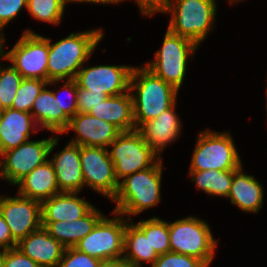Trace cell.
<instances>
[{"instance_id": "obj_1", "label": "cell", "mask_w": 267, "mask_h": 267, "mask_svg": "<svg viewBox=\"0 0 267 267\" xmlns=\"http://www.w3.org/2000/svg\"><path fill=\"white\" fill-rule=\"evenodd\" d=\"M102 28L70 33L54 44L48 38L47 81L75 79L104 37Z\"/></svg>"}, {"instance_id": "obj_2", "label": "cell", "mask_w": 267, "mask_h": 267, "mask_svg": "<svg viewBox=\"0 0 267 267\" xmlns=\"http://www.w3.org/2000/svg\"><path fill=\"white\" fill-rule=\"evenodd\" d=\"M129 91L133 101L136 130L171 108L177 102L179 92L144 65L133 67ZM132 91H135V94Z\"/></svg>"}, {"instance_id": "obj_3", "label": "cell", "mask_w": 267, "mask_h": 267, "mask_svg": "<svg viewBox=\"0 0 267 267\" xmlns=\"http://www.w3.org/2000/svg\"><path fill=\"white\" fill-rule=\"evenodd\" d=\"M163 160L160 158L152 167L126 176L119 182L113 202V211L123 216H136L153 208L161 201Z\"/></svg>"}, {"instance_id": "obj_4", "label": "cell", "mask_w": 267, "mask_h": 267, "mask_svg": "<svg viewBox=\"0 0 267 267\" xmlns=\"http://www.w3.org/2000/svg\"><path fill=\"white\" fill-rule=\"evenodd\" d=\"M216 0H167L163 14H171L168 29L200 45L213 30Z\"/></svg>"}, {"instance_id": "obj_5", "label": "cell", "mask_w": 267, "mask_h": 267, "mask_svg": "<svg viewBox=\"0 0 267 267\" xmlns=\"http://www.w3.org/2000/svg\"><path fill=\"white\" fill-rule=\"evenodd\" d=\"M169 235L171 252L198 258L210 266L218 241L206 221L193 216L176 220L169 223Z\"/></svg>"}, {"instance_id": "obj_6", "label": "cell", "mask_w": 267, "mask_h": 267, "mask_svg": "<svg viewBox=\"0 0 267 267\" xmlns=\"http://www.w3.org/2000/svg\"><path fill=\"white\" fill-rule=\"evenodd\" d=\"M240 158L229 132L203 130L198 135L189 171L236 170L242 165Z\"/></svg>"}, {"instance_id": "obj_7", "label": "cell", "mask_w": 267, "mask_h": 267, "mask_svg": "<svg viewBox=\"0 0 267 267\" xmlns=\"http://www.w3.org/2000/svg\"><path fill=\"white\" fill-rule=\"evenodd\" d=\"M197 49L198 45L193 41L167 28L161 49L156 51L154 60L146 62L144 66L179 91L186 75L188 60L194 57Z\"/></svg>"}, {"instance_id": "obj_8", "label": "cell", "mask_w": 267, "mask_h": 267, "mask_svg": "<svg viewBox=\"0 0 267 267\" xmlns=\"http://www.w3.org/2000/svg\"><path fill=\"white\" fill-rule=\"evenodd\" d=\"M5 39L4 36L0 38L4 60L10 61L23 78L47 81L48 37L27 29L8 52L3 44Z\"/></svg>"}, {"instance_id": "obj_9", "label": "cell", "mask_w": 267, "mask_h": 267, "mask_svg": "<svg viewBox=\"0 0 267 267\" xmlns=\"http://www.w3.org/2000/svg\"><path fill=\"white\" fill-rule=\"evenodd\" d=\"M118 182L135 172L152 167L161 157L137 131L121 132L108 146Z\"/></svg>"}, {"instance_id": "obj_10", "label": "cell", "mask_w": 267, "mask_h": 267, "mask_svg": "<svg viewBox=\"0 0 267 267\" xmlns=\"http://www.w3.org/2000/svg\"><path fill=\"white\" fill-rule=\"evenodd\" d=\"M112 214L117 216L108 218L104 215L75 248L99 260L123 258L124 232L132 217L125 218L115 211Z\"/></svg>"}, {"instance_id": "obj_11", "label": "cell", "mask_w": 267, "mask_h": 267, "mask_svg": "<svg viewBox=\"0 0 267 267\" xmlns=\"http://www.w3.org/2000/svg\"><path fill=\"white\" fill-rule=\"evenodd\" d=\"M59 141L57 136L36 141L28 140L15 149L3 152L0 156L5 181L15 186L33 169L49 160V155Z\"/></svg>"}, {"instance_id": "obj_12", "label": "cell", "mask_w": 267, "mask_h": 267, "mask_svg": "<svg viewBox=\"0 0 267 267\" xmlns=\"http://www.w3.org/2000/svg\"><path fill=\"white\" fill-rule=\"evenodd\" d=\"M80 164L85 186L103 194L111 201L119 189L114 163L107 148L80 146Z\"/></svg>"}, {"instance_id": "obj_13", "label": "cell", "mask_w": 267, "mask_h": 267, "mask_svg": "<svg viewBox=\"0 0 267 267\" xmlns=\"http://www.w3.org/2000/svg\"><path fill=\"white\" fill-rule=\"evenodd\" d=\"M0 214L9 226L12 238L18 243L42 227L41 202L21 196L0 198Z\"/></svg>"}, {"instance_id": "obj_14", "label": "cell", "mask_w": 267, "mask_h": 267, "mask_svg": "<svg viewBox=\"0 0 267 267\" xmlns=\"http://www.w3.org/2000/svg\"><path fill=\"white\" fill-rule=\"evenodd\" d=\"M133 67L132 65L82 66L74 80L78 87L92 93L104 92L108 96L121 95L129 91Z\"/></svg>"}, {"instance_id": "obj_15", "label": "cell", "mask_w": 267, "mask_h": 267, "mask_svg": "<svg viewBox=\"0 0 267 267\" xmlns=\"http://www.w3.org/2000/svg\"><path fill=\"white\" fill-rule=\"evenodd\" d=\"M72 130L76 132L75 138L69 142L79 146H108L117 138L121 131L113 124L103 119L95 118L89 113H76L69 120V124L63 133Z\"/></svg>"}, {"instance_id": "obj_16", "label": "cell", "mask_w": 267, "mask_h": 267, "mask_svg": "<svg viewBox=\"0 0 267 267\" xmlns=\"http://www.w3.org/2000/svg\"><path fill=\"white\" fill-rule=\"evenodd\" d=\"M176 104L164 110L155 119L145 122L137 129L146 143L160 157L166 146L176 141L181 133V121L175 112Z\"/></svg>"}, {"instance_id": "obj_17", "label": "cell", "mask_w": 267, "mask_h": 267, "mask_svg": "<svg viewBox=\"0 0 267 267\" xmlns=\"http://www.w3.org/2000/svg\"><path fill=\"white\" fill-rule=\"evenodd\" d=\"M56 174L60 192H79L84 188V178L80 164V146L68 142L58 154L49 159Z\"/></svg>"}, {"instance_id": "obj_18", "label": "cell", "mask_w": 267, "mask_h": 267, "mask_svg": "<svg viewBox=\"0 0 267 267\" xmlns=\"http://www.w3.org/2000/svg\"><path fill=\"white\" fill-rule=\"evenodd\" d=\"M29 112L3 109L0 117V155L15 149L31 137V131H39Z\"/></svg>"}, {"instance_id": "obj_19", "label": "cell", "mask_w": 267, "mask_h": 267, "mask_svg": "<svg viewBox=\"0 0 267 267\" xmlns=\"http://www.w3.org/2000/svg\"><path fill=\"white\" fill-rule=\"evenodd\" d=\"M16 247L41 267H58L65 250L43 227L21 239Z\"/></svg>"}, {"instance_id": "obj_20", "label": "cell", "mask_w": 267, "mask_h": 267, "mask_svg": "<svg viewBox=\"0 0 267 267\" xmlns=\"http://www.w3.org/2000/svg\"><path fill=\"white\" fill-rule=\"evenodd\" d=\"M104 216L93 206L83 217L74 221H42V227L65 248L75 247Z\"/></svg>"}, {"instance_id": "obj_21", "label": "cell", "mask_w": 267, "mask_h": 267, "mask_svg": "<svg viewBox=\"0 0 267 267\" xmlns=\"http://www.w3.org/2000/svg\"><path fill=\"white\" fill-rule=\"evenodd\" d=\"M59 82H48L35 99L30 112L39 130L46 129L55 134H63L70 120L63 111H59L58 99L54 97L53 91L47 89L49 85L55 86Z\"/></svg>"}, {"instance_id": "obj_22", "label": "cell", "mask_w": 267, "mask_h": 267, "mask_svg": "<svg viewBox=\"0 0 267 267\" xmlns=\"http://www.w3.org/2000/svg\"><path fill=\"white\" fill-rule=\"evenodd\" d=\"M263 186L253 175L243 172L242 165L234 170L228 197L243 212L257 213L263 206Z\"/></svg>"}, {"instance_id": "obj_23", "label": "cell", "mask_w": 267, "mask_h": 267, "mask_svg": "<svg viewBox=\"0 0 267 267\" xmlns=\"http://www.w3.org/2000/svg\"><path fill=\"white\" fill-rule=\"evenodd\" d=\"M79 192H60L41 202L42 221H74L94 205L78 197Z\"/></svg>"}, {"instance_id": "obj_24", "label": "cell", "mask_w": 267, "mask_h": 267, "mask_svg": "<svg viewBox=\"0 0 267 267\" xmlns=\"http://www.w3.org/2000/svg\"><path fill=\"white\" fill-rule=\"evenodd\" d=\"M89 114L113 124L121 132L136 130L130 91L121 95L109 96L98 106L91 108Z\"/></svg>"}, {"instance_id": "obj_25", "label": "cell", "mask_w": 267, "mask_h": 267, "mask_svg": "<svg viewBox=\"0 0 267 267\" xmlns=\"http://www.w3.org/2000/svg\"><path fill=\"white\" fill-rule=\"evenodd\" d=\"M15 186H18L19 195L40 202L60 193L55 170L49 160L33 169Z\"/></svg>"}, {"instance_id": "obj_26", "label": "cell", "mask_w": 267, "mask_h": 267, "mask_svg": "<svg viewBox=\"0 0 267 267\" xmlns=\"http://www.w3.org/2000/svg\"><path fill=\"white\" fill-rule=\"evenodd\" d=\"M158 256L149 238L135 225L133 219L129 220L126 223L123 245V259L129 267H142V262L152 266Z\"/></svg>"}, {"instance_id": "obj_27", "label": "cell", "mask_w": 267, "mask_h": 267, "mask_svg": "<svg viewBox=\"0 0 267 267\" xmlns=\"http://www.w3.org/2000/svg\"><path fill=\"white\" fill-rule=\"evenodd\" d=\"M234 170H203L189 171L191 181L196 188L204 191L211 197H228Z\"/></svg>"}, {"instance_id": "obj_28", "label": "cell", "mask_w": 267, "mask_h": 267, "mask_svg": "<svg viewBox=\"0 0 267 267\" xmlns=\"http://www.w3.org/2000/svg\"><path fill=\"white\" fill-rule=\"evenodd\" d=\"M149 238L151 246L158 255L170 251L169 222L156 216L140 220L135 224Z\"/></svg>"}, {"instance_id": "obj_29", "label": "cell", "mask_w": 267, "mask_h": 267, "mask_svg": "<svg viewBox=\"0 0 267 267\" xmlns=\"http://www.w3.org/2000/svg\"><path fill=\"white\" fill-rule=\"evenodd\" d=\"M66 0H28L27 10L34 19L58 25L63 19Z\"/></svg>"}, {"instance_id": "obj_30", "label": "cell", "mask_w": 267, "mask_h": 267, "mask_svg": "<svg viewBox=\"0 0 267 267\" xmlns=\"http://www.w3.org/2000/svg\"><path fill=\"white\" fill-rule=\"evenodd\" d=\"M46 85H48V81L23 78L11 109L30 113L35 99Z\"/></svg>"}, {"instance_id": "obj_31", "label": "cell", "mask_w": 267, "mask_h": 267, "mask_svg": "<svg viewBox=\"0 0 267 267\" xmlns=\"http://www.w3.org/2000/svg\"><path fill=\"white\" fill-rule=\"evenodd\" d=\"M23 80L21 74L10 64L1 66L0 62V108H11L16 92Z\"/></svg>"}, {"instance_id": "obj_32", "label": "cell", "mask_w": 267, "mask_h": 267, "mask_svg": "<svg viewBox=\"0 0 267 267\" xmlns=\"http://www.w3.org/2000/svg\"><path fill=\"white\" fill-rule=\"evenodd\" d=\"M151 267H207L198 258L169 251L159 255Z\"/></svg>"}, {"instance_id": "obj_33", "label": "cell", "mask_w": 267, "mask_h": 267, "mask_svg": "<svg viewBox=\"0 0 267 267\" xmlns=\"http://www.w3.org/2000/svg\"><path fill=\"white\" fill-rule=\"evenodd\" d=\"M100 260L79 251L75 247L65 248L58 267H98Z\"/></svg>"}, {"instance_id": "obj_34", "label": "cell", "mask_w": 267, "mask_h": 267, "mask_svg": "<svg viewBox=\"0 0 267 267\" xmlns=\"http://www.w3.org/2000/svg\"><path fill=\"white\" fill-rule=\"evenodd\" d=\"M64 85L62 86V90H57L53 91L54 93V97L58 99V103H59V111H63L69 118H72L76 113H77V109H78V105H77V83L76 81L73 80H64ZM68 92L69 95L68 97H70L69 99L71 100L69 102V100L63 101V97L59 96L60 92ZM67 100V99H66ZM66 102V103H65Z\"/></svg>"}, {"instance_id": "obj_35", "label": "cell", "mask_w": 267, "mask_h": 267, "mask_svg": "<svg viewBox=\"0 0 267 267\" xmlns=\"http://www.w3.org/2000/svg\"><path fill=\"white\" fill-rule=\"evenodd\" d=\"M28 0H0V38L4 36L2 29L12 21L20 11L27 8Z\"/></svg>"}, {"instance_id": "obj_36", "label": "cell", "mask_w": 267, "mask_h": 267, "mask_svg": "<svg viewBox=\"0 0 267 267\" xmlns=\"http://www.w3.org/2000/svg\"><path fill=\"white\" fill-rule=\"evenodd\" d=\"M109 96L104 93H92L77 86V113H89L91 108L98 106Z\"/></svg>"}, {"instance_id": "obj_37", "label": "cell", "mask_w": 267, "mask_h": 267, "mask_svg": "<svg viewBox=\"0 0 267 267\" xmlns=\"http://www.w3.org/2000/svg\"><path fill=\"white\" fill-rule=\"evenodd\" d=\"M3 267H41L38 263L26 256L19 248L5 250Z\"/></svg>"}, {"instance_id": "obj_38", "label": "cell", "mask_w": 267, "mask_h": 267, "mask_svg": "<svg viewBox=\"0 0 267 267\" xmlns=\"http://www.w3.org/2000/svg\"><path fill=\"white\" fill-rule=\"evenodd\" d=\"M121 2H124L126 0H120ZM142 15L144 16H152L155 13H163L166 1L167 0H134Z\"/></svg>"}, {"instance_id": "obj_39", "label": "cell", "mask_w": 267, "mask_h": 267, "mask_svg": "<svg viewBox=\"0 0 267 267\" xmlns=\"http://www.w3.org/2000/svg\"><path fill=\"white\" fill-rule=\"evenodd\" d=\"M16 246L17 242L12 238L9 226L0 214V248L6 250Z\"/></svg>"}, {"instance_id": "obj_40", "label": "cell", "mask_w": 267, "mask_h": 267, "mask_svg": "<svg viewBox=\"0 0 267 267\" xmlns=\"http://www.w3.org/2000/svg\"><path fill=\"white\" fill-rule=\"evenodd\" d=\"M98 267H129L123 258L100 260Z\"/></svg>"}, {"instance_id": "obj_41", "label": "cell", "mask_w": 267, "mask_h": 267, "mask_svg": "<svg viewBox=\"0 0 267 267\" xmlns=\"http://www.w3.org/2000/svg\"><path fill=\"white\" fill-rule=\"evenodd\" d=\"M69 2H78V3H93V4H118L121 3L120 0H66V3Z\"/></svg>"}, {"instance_id": "obj_42", "label": "cell", "mask_w": 267, "mask_h": 267, "mask_svg": "<svg viewBox=\"0 0 267 267\" xmlns=\"http://www.w3.org/2000/svg\"><path fill=\"white\" fill-rule=\"evenodd\" d=\"M4 257H5V250L0 248V267H3L4 263Z\"/></svg>"}, {"instance_id": "obj_43", "label": "cell", "mask_w": 267, "mask_h": 267, "mask_svg": "<svg viewBox=\"0 0 267 267\" xmlns=\"http://www.w3.org/2000/svg\"><path fill=\"white\" fill-rule=\"evenodd\" d=\"M0 176L3 180H5V177H4V173H3V165H2V162L0 161ZM2 194H0V198L2 197L1 196Z\"/></svg>"}, {"instance_id": "obj_44", "label": "cell", "mask_w": 267, "mask_h": 267, "mask_svg": "<svg viewBox=\"0 0 267 267\" xmlns=\"http://www.w3.org/2000/svg\"><path fill=\"white\" fill-rule=\"evenodd\" d=\"M4 60L3 47L0 44V61Z\"/></svg>"}, {"instance_id": "obj_45", "label": "cell", "mask_w": 267, "mask_h": 267, "mask_svg": "<svg viewBox=\"0 0 267 267\" xmlns=\"http://www.w3.org/2000/svg\"><path fill=\"white\" fill-rule=\"evenodd\" d=\"M229 2V4H233V3H239L240 1H242V0H228Z\"/></svg>"}, {"instance_id": "obj_46", "label": "cell", "mask_w": 267, "mask_h": 267, "mask_svg": "<svg viewBox=\"0 0 267 267\" xmlns=\"http://www.w3.org/2000/svg\"><path fill=\"white\" fill-rule=\"evenodd\" d=\"M266 112H267V90H266Z\"/></svg>"}]
</instances>
